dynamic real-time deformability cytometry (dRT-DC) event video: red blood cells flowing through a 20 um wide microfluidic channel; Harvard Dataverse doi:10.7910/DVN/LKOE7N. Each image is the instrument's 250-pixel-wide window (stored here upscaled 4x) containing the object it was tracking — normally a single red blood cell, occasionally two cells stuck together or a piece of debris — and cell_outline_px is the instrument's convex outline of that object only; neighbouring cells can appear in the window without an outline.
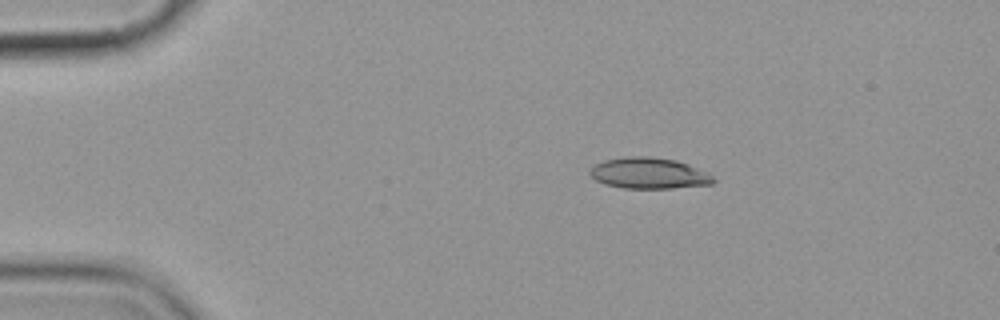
{"species": "common noctule bat (a hibernating species)", "species_latin": "Nyctalus noctula", "temperature_condition": "cold", "stored_images_in_passage": 3, "camera_frame_rate_fps": 3000, "um_per_image_px": 0.085, "animal": {"sex": "female", "body_mass_g": 19.9}, "frame": {"image": 1, "passage_image": 1, "time_ms": 0.0, "image_size_px": [1000, 320], "cell_outline_px": [[716, 180], [712, 184], [672, 188], [624, 188], [604, 184], [596, 180], [588, 172], [596, 164], [604, 160], [628, 156], [648, 156], [676, 160], [688, 164], [708, 172]], "centroid_in_image_um": [55.17, 14.72], "position_along_channel_um": 29.8, "area_um2": 22.31}}